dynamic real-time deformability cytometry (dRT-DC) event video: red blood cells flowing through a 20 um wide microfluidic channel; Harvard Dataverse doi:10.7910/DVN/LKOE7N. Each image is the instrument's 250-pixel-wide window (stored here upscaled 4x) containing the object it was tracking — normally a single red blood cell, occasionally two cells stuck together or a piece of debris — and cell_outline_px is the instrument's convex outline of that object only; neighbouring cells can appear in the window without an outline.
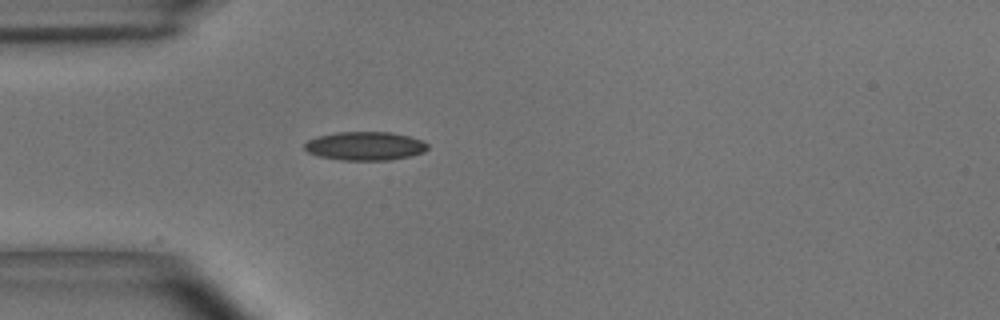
{"species": "common noctule bat (a hibernating species)", "species_latin": "Nyctalus noctula", "temperature_condition": "room temperature", "stored_images_in_passage": 40, "camera_frame_rate_fps": 3000, "um_per_image_px": 0.085, "animal": {"sex": "male", "body_mass_g": 15.6}, "frame": {"image": 1, "passage_image": 1, "time_ms": 0.0, "image_size_px": [1000, 320], "cell_outline_px": [[428, 148], [424, 152], [392, 160], [340, 160], [320, 156], [308, 152], [304, 148], [304, 144], [308, 140], [320, 136], [340, 132], [392, 132], [408, 136], [420, 140], [428, 144]], "centroid_in_image_um": [31.04, 12.41], "position_along_channel_um": 54.0, "area_um2": 20.35}}
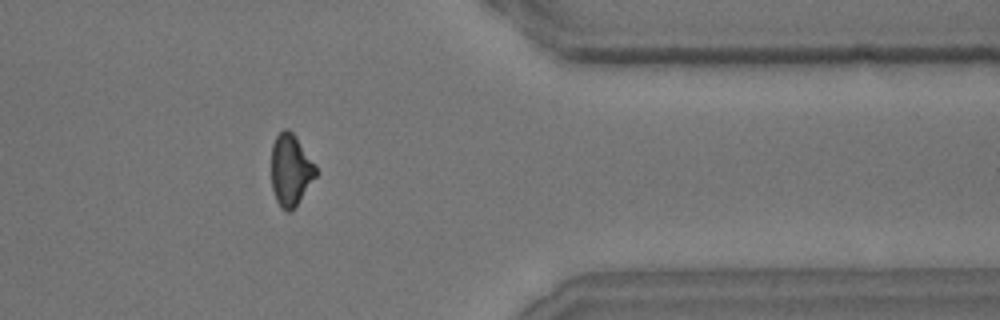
{"frame": {"image": 2, "passage_image": 30, "time_ms": 9.667, "image_size_px": [1000, 320], "cell_outline_px": [[316, 176], [296, 204], [288, 212], [280, 208], [276, 200], [272, 188], [272, 144], [276, 136], [284, 128], [288, 128], [296, 136], [316, 164]], "centroid_in_image_um": [24.7, 14.41], "position_along_channel_um": 386.7, "area_um2": 18.44}}
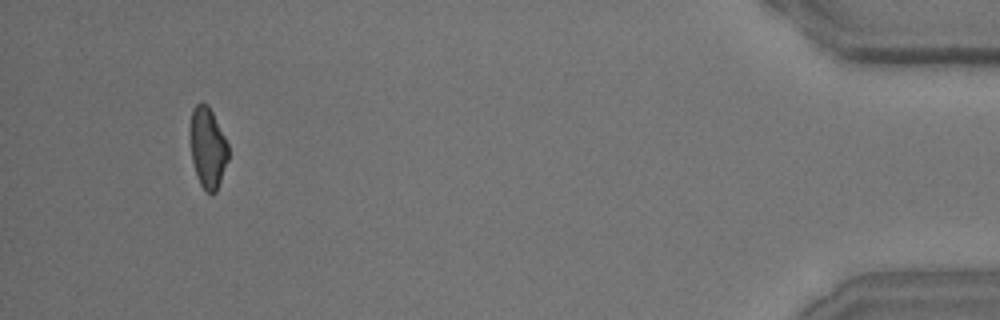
{"frame": {"image": 3, "passage_image": 37, "time_ms": 12.0, "image_size_px": [1000, 320], "cell_outline_px": [[228, 160], [216, 192], [212, 196], [200, 184], [192, 160], [188, 132], [192, 112], [196, 104], [204, 100], [208, 104], [228, 144]], "centroid_in_image_um": [17.63, 12.52], "position_along_channel_um": 417.6, "area_um2": 18.09}, "authors_computed_cell_mechanics": {"area_um2": 19.2474, "velocity_mm_per_s": 3.6623, "shape_relaxation_time_tau1_ms": null, "shape_relaxation_time_tau2_ms": 3.6093, "deformation_change_tau1": null, "deformation_change_tau2": 0.104}}